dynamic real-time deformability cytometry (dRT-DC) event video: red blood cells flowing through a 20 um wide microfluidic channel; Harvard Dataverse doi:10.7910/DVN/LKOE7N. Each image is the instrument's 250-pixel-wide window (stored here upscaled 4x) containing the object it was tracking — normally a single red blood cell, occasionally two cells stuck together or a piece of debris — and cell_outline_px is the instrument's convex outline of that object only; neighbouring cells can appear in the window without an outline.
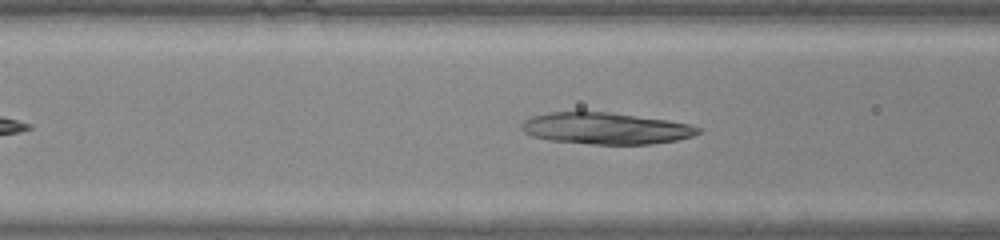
{"species": "common noctule bat (a hibernating species)", "species_latin": "Nyctalus noctula", "temperature_condition": "warm", "stored_images_in_passage": 35, "camera_frame_rate_fps": 3000, "um_per_image_px": 0.085, "animal": {"sex": "male", "body_mass_g": 20.0, "forearm_length_mm": 53.3}, "frame": {"image": 1, "passage_image": 10, "time_ms": 3.0, "image_size_px": [1000, 240], "cell_outline_px": [[704, 128], [700, 132], [692, 136], [676, 140], [652, 144], [592, 144], [548, 140], [532, 136], [524, 132], [520, 128], [520, 124], [524, 120], [532, 116], [548, 112], [608, 112], [668, 120], [688, 124]], "centroid_in_image_um": [51.47, 10.91], "position_along_channel_um": 115.1, "area_um2": 32.54}}
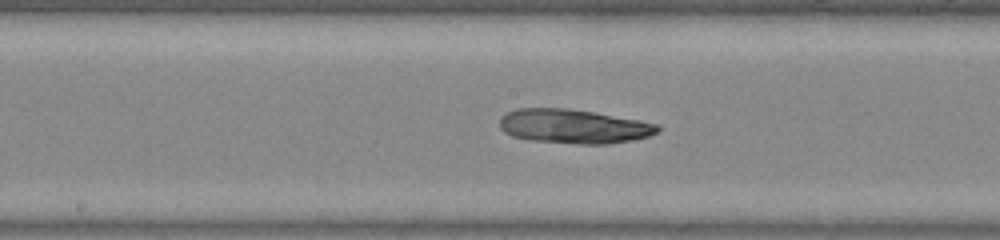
{"frame": {"image": 2, "passage_image": 16, "time_ms": 5.0, "image_size_px": [1000, 240], "cell_outline_px": [[660, 132], [648, 136], [632, 140], [608, 144], [580, 144], [528, 140], [512, 136], [504, 132], [500, 128], [500, 120], [508, 112], [516, 108], [568, 108], [640, 120], [660, 124]], "centroid_in_image_um": [48.78, 10.74], "position_along_channel_um": 199.4, "area_um2": 31.56}}
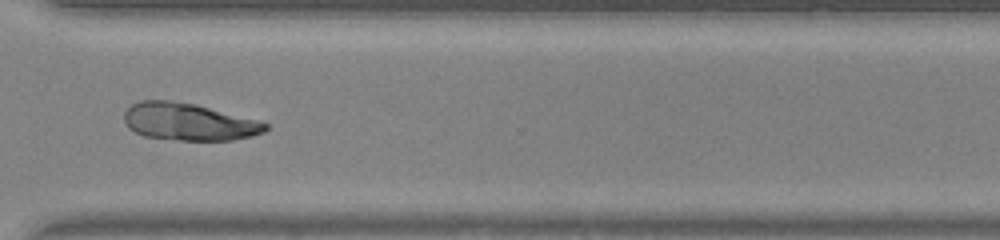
{"frame": {"image": 3, "passage_image": 27, "time_ms": 8.667, "image_size_px": [1000, 240], "cell_outline_px": [[268, 128], [264, 132], [252, 136], [232, 140], [180, 140], [144, 136], [128, 128], [124, 120], [124, 112], [132, 104], [140, 100], [168, 100], [196, 104], [268, 124]], "centroid_in_image_um": [15.99, 10.35], "position_along_channel_um": 354.6, "area_um2": 30.35}}